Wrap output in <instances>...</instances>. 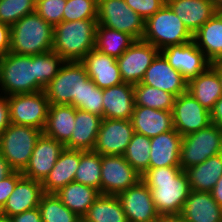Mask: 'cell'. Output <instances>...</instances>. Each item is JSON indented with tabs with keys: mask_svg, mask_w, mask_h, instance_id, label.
Returning a JSON list of instances; mask_svg holds the SVG:
<instances>
[{
	"mask_svg": "<svg viewBox=\"0 0 222 222\" xmlns=\"http://www.w3.org/2000/svg\"><path fill=\"white\" fill-rule=\"evenodd\" d=\"M11 27L0 22V57L10 52Z\"/></svg>",
	"mask_w": 222,
	"mask_h": 222,
	"instance_id": "obj_46",
	"label": "cell"
},
{
	"mask_svg": "<svg viewBox=\"0 0 222 222\" xmlns=\"http://www.w3.org/2000/svg\"><path fill=\"white\" fill-rule=\"evenodd\" d=\"M74 181L93 187L101 194V155L99 153L81 150Z\"/></svg>",
	"mask_w": 222,
	"mask_h": 222,
	"instance_id": "obj_36",
	"label": "cell"
},
{
	"mask_svg": "<svg viewBox=\"0 0 222 222\" xmlns=\"http://www.w3.org/2000/svg\"><path fill=\"white\" fill-rule=\"evenodd\" d=\"M79 222H86L83 218H81V220Z\"/></svg>",
	"mask_w": 222,
	"mask_h": 222,
	"instance_id": "obj_56",
	"label": "cell"
},
{
	"mask_svg": "<svg viewBox=\"0 0 222 222\" xmlns=\"http://www.w3.org/2000/svg\"><path fill=\"white\" fill-rule=\"evenodd\" d=\"M217 12H222V0H211Z\"/></svg>",
	"mask_w": 222,
	"mask_h": 222,
	"instance_id": "obj_53",
	"label": "cell"
},
{
	"mask_svg": "<svg viewBox=\"0 0 222 222\" xmlns=\"http://www.w3.org/2000/svg\"><path fill=\"white\" fill-rule=\"evenodd\" d=\"M172 114L174 129L182 137L211 124L210 111L187 91L175 97Z\"/></svg>",
	"mask_w": 222,
	"mask_h": 222,
	"instance_id": "obj_12",
	"label": "cell"
},
{
	"mask_svg": "<svg viewBox=\"0 0 222 222\" xmlns=\"http://www.w3.org/2000/svg\"><path fill=\"white\" fill-rule=\"evenodd\" d=\"M140 180L141 175L123 155H101V194L117 196Z\"/></svg>",
	"mask_w": 222,
	"mask_h": 222,
	"instance_id": "obj_11",
	"label": "cell"
},
{
	"mask_svg": "<svg viewBox=\"0 0 222 222\" xmlns=\"http://www.w3.org/2000/svg\"><path fill=\"white\" fill-rule=\"evenodd\" d=\"M81 157V150L65 148L53 169L42 182L43 192L55 194L62 187L74 181Z\"/></svg>",
	"mask_w": 222,
	"mask_h": 222,
	"instance_id": "obj_25",
	"label": "cell"
},
{
	"mask_svg": "<svg viewBox=\"0 0 222 222\" xmlns=\"http://www.w3.org/2000/svg\"><path fill=\"white\" fill-rule=\"evenodd\" d=\"M75 117L76 108L72 105H49L43 133L65 145L74 131Z\"/></svg>",
	"mask_w": 222,
	"mask_h": 222,
	"instance_id": "obj_30",
	"label": "cell"
},
{
	"mask_svg": "<svg viewBox=\"0 0 222 222\" xmlns=\"http://www.w3.org/2000/svg\"><path fill=\"white\" fill-rule=\"evenodd\" d=\"M0 222H14L13 219L11 217H7V216H0Z\"/></svg>",
	"mask_w": 222,
	"mask_h": 222,
	"instance_id": "obj_54",
	"label": "cell"
},
{
	"mask_svg": "<svg viewBox=\"0 0 222 222\" xmlns=\"http://www.w3.org/2000/svg\"><path fill=\"white\" fill-rule=\"evenodd\" d=\"M211 194L218 205L222 207V176L213 187Z\"/></svg>",
	"mask_w": 222,
	"mask_h": 222,
	"instance_id": "obj_50",
	"label": "cell"
},
{
	"mask_svg": "<svg viewBox=\"0 0 222 222\" xmlns=\"http://www.w3.org/2000/svg\"><path fill=\"white\" fill-rule=\"evenodd\" d=\"M210 66L217 72L222 87V61L212 62Z\"/></svg>",
	"mask_w": 222,
	"mask_h": 222,
	"instance_id": "obj_52",
	"label": "cell"
},
{
	"mask_svg": "<svg viewBox=\"0 0 222 222\" xmlns=\"http://www.w3.org/2000/svg\"><path fill=\"white\" fill-rule=\"evenodd\" d=\"M54 27L36 12L26 15L11 26L10 52L37 55L52 51Z\"/></svg>",
	"mask_w": 222,
	"mask_h": 222,
	"instance_id": "obj_5",
	"label": "cell"
},
{
	"mask_svg": "<svg viewBox=\"0 0 222 222\" xmlns=\"http://www.w3.org/2000/svg\"><path fill=\"white\" fill-rule=\"evenodd\" d=\"M10 112L8 98L0 94V134H2L10 125Z\"/></svg>",
	"mask_w": 222,
	"mask_h": 222,
	"instance_id": "obj_45",
	"label": "cell"
},
{
	"mask_svg": "<svg viewBox=\"0 0 222 222\" xmlns=\"http://www.w3.org/2000/svg\"><path fill=\"white\" fill-rule=\"evenodd\" d=\"M159 222H188L185 218L181 215H167L161 216Z\"/></svg>",
	"mask_w": 222,
	"mask_h": 222,
	"instance_id": "obj_51",
	"label": "cell"
},
{
	"mask_svg": "<svg viewBox=\"0 0 222 222\" xmlns=\"http://www.w3.org/2000/svg\"><path fill=\"white\" fill-rule=\"evenodd\" d=\"M160 52L167 59L169 65L179 71L187 82L211 65V62L193 41L180 45H170Z\"/></svg>",
	"mask_w": 222,
	"mask_h": 222,
	"instance_id": "obj_16",
	"label": "cell"
},
{
	"mask_svg": "<svg viewBox=\"0 0 222 222\" xmlns=\"http://www.w3.org/2000/svg\"><path fill=\"white\" fill-rule=\"evenodd\" d=\"M135 106L172 112L175 96L169 92L143 83L134 84Z\"/></svg>",
	"mask_w": 222,
	"mask_h": 222,
	"instance_id": "obj_35",
	"label": "cell"
},
{
	"mask_svg": "<svg viewBox=\"0 0 222 222\" xmlns=\"http://www.w3.org/2000/svg\"><path fill=\"white\" fill-rule=\"evenodd\" d=\"M136 39L130 34L105 26H97L95 49L108 56L120 57Z\"/></svg>",
	"mask_w": 222,
	"mask_h": 222,
	"instance_id": "obj_34",
	"label": "cell"
},
{
	"mask_svg": "<svg viewBox=\"0 0 222 222\" xmlns=\"http://www.w3.org/2000/svg\"><path fill=\"white\" fill-rule=\"evenodd\" d=\"M142 40L155 46L159 51L170 45L193 41V35L167 3L154 15L145 20Z\"/></svg>",
	"mask_w": 222,
	"mask_h": 222,
	"instance_id": "obj_6",
	"label": "cell"
},
{
	"mask_svg": "<svg viewBox=\"0 0 222 222\" xmlns=\"http://www.w3.org/2000/svg\"><path fill=\"white\" fill-rule=\"evenodd\" d=\"M193 42L211 63L222 61V12H217L193 34Z\"/></svg>",
	"mask_w": 222,
	"mask_h": 222,
	"instance_id": "obj_28",
	"label": "cell"
},
{
	"mask_svg": "<svg viewBox=\"0 0 222 222\" xmlns=\"http://www.w3.org/2000/svg\"><path fill=\"white\" fill-rule=\"evenodd\" d=\"M97 19L62 21L54 26L52 51L65 61H81L95 48Z\"/></svg>",
	"mask_w": 222,
	"mask_h": 222,
	"instance_id": "obj_4",
	"label": "cell"
},
{
	"mask_svg": "<svg viewBox=\"0 0 222 222\" xmlns=\"http://www.w3.org/2000/svg\"><path fill=\"white\" fill-rule=\"evenodd\" d=\"M140 83L169 92L175 97L185 93L188 85L183 75L169 65L161 52L153 59Z\"/></svg>",
	"mask_w": 222,
	"mask_h": 222,
	"instance_id": "obj_18",
	"label": "cell"
},
{
	"mask_svg": "<svg viewBox=\"0 0 222 222\" xmlns=\"http://www.w3.org/2000/svg\"><path fill=\"white\" fill-rule=\"evenodd\" d=\"M7 98L11 124L30 126L44 131L50 105L44 91L14 94Z\"/></svg>",
	"mask_w": 222,
	"mask_h": 222,
	"instance_id": "obj_10",
	"label": "cell"
},
{
	"mask_svg": "<svg viewBox=\"0 0 222 222\" xmlns=\"http://www.w3.org/2000/svg\"><path fill=\"white\" fill-rule=\"evenodd\" d=\"M187 92L204 108L211 111L222 96L217 72L209 66L204 72L188 81Z\"/></svg>",
	"mask_w": 222,
	"mask_h": 222,
	"instance_id": "obj_29",
	"label": "cell"
},
{
	"mask_svg": "<svg viewBox=\"0 0 222 222\" xmlns=\"http://www.w3.org/2000/svg\"><path fill=\"white\" fill-rule=\"evenodd\" d=\"M211 123L217 125L222 130V96L215 103L213 109L210 111Z\"/></svg>",
	"mask_w": 222,
	"mask_h": 222,
	"instance_id": "obj_48",
	"label": "cell"
},
{
	"mask_svg": "<svg viewBox=\"0 0 222 222\" xmlns=\"http://www.w3.org/2000/svg\"><path fill=\"white\" fill-rule=\"evenodd\" d=\"M103 118V89L89 87L88 106L83 110Z\"/></svg>",
	"mask_w": 222,
	"mask_h": 222,
	"instance_id": "obj_43",
	"label": "cell"
},
{
	"mask_svg": "<svg viewBox=\"0 0 222 222\" xmlns=\"http://www.w3.org/2000/svg\"><path fill=\"white\" fill-rule=\"evenodd\" d=\"M55 194L70 211L83 218L100 192L93 187L73 181Z\"/></svg>",
	"mask_w": 222,
	"mask_h": 222,
	"instance_id": "obj_32",
	"label": "cell"
},
{
	"mask_svg": "<svg viewBox=\"0 0 222 222\" xmlns=\"http://www.w3.org/2000/svg\"><path fill=\"white\" fill-rule=\"evenodd\" d=\"M182 138L175 129L150 138L149 168L180 166Z\"/></svg>",
	"mask_w": 222,
	"mask_h": 222,
	"instance_id": "obj_24",
	"label": "cell"
},
{
	"mask_svg": "<svg viewBox=\"0 0 222 222\" xmlns=\"http://www.w3.org/2000/svg\"><path fill=\"white\" fill-rule=\"evenodd\" d=\"M192 191L211 192L222 176V153L184 170Z\"/></svg>",
	"mask_w": 222,
	"mask_h": 222,
	"instance_id": "obj_31",
	"label": "cell"
},
{
	"mask_svg": "<svg viewBox=\"0 0 222 222\" xmlns=\"http://www.w3.org/2000/svg\"><path fill=\"white\" fill-rule=\"evenodd\" d=\"M180 215L188 222H222V207L211 192L191 190Z\"/></svg>",
	"mask_w": 222,
	"mask_h": 222,
	"instance_id": "obj_26",
	"label": "cell"
},
{
	"mask_svg": "<svg viewBox=\"0 0 222 222\" xmlns=\"http://www.w3.org/2000/svg\"><path fill=\"white\" fill-rule=\"evenodd\" d=\"M66 61L54 51L37 55L12 52L0 57L1 95L44 91Z\"/></svg>",
	"mask_w": 222,
	"mask_h": 222,
	"instance_id": "obj_1",
	"label": "cell"
},
{
	"mask_svg": "<svg viewBox=\"0 0 222 222\" xmlns=\"http://www.w3.org/2000/svg\"><path fill=\"white\" fill-rule=\"evenodd\" d=\"M43 133L38 128L10 124L0 134V153L14 171L23 172L29 164L37 139Z\"/></svg>",
	"mask_w": 222,
	"mask_h": 222,
	"instance_id": "obj_7",
	"label": "cell"
},
{
	"mask_svg": "<svg viewBox=\"0 0 222 222\" xmlns=\"http://www.w3.org/2000/svg\"><path fill=\"white\" fill-rule=\"evenodd\" d=\"M128 222H159L150 189L140 180L136 185L117 195Z\"/></svg>",
	"mask_w": 222,
	"mask_h": 222,
	"instance_id": "obj_14",
	"label": "cell"
},
{
	"mask_svg": "<svg viewBox=\"0 0 222 222\" xmlns=\"http://www.w3.org/2000/svg\"><path fill=\"white\" fill-rule=\"evenodd\" d=\"M220 153H222V130L211 123L206 128L183 136L180 168L185 170Z\"/></svg>",
	"mask_w": 222,
	"mask_h": 222,
	"instance_id": "obj_8",
	"label": "cell"
},
{
	"mask_svg": "<svg viewBox=\"0 0 222 222\" xmlns=\"http://www.w3.org/2000/svg\"><path fill=\"white\" fill-rule=\"evenodd\" d=\"M141 180L150 189L160 216L180 215L191 191L184 170L180 166L149 168Z\"/></svg>",
	"mask_w": 222,
	"mask_h": 222,
	"instance_id": "obj_2",
	"label": "cell"
},
{
	"mask_svg": "<svg viewBox=\"0 0 222 222\" xmlns=\"http://www.w3.org/2000/svg\"><path fill=\"white\" fill-rule=\"evenodd\" d=\"M98 0H66L63 21L97 19Z\"/></svg>",
	"mask_w": 222,
	"mask_h": 222,
	"instance_id": "obj_40",
	"label": "cell"
},
{
	"mask_svg": "<svg viewBox=\"0 0 222 222\" xmlns=\"http://www.w3.org/2000/svg\"><path fill=\"white\" fill-rule=\"evenodd\" d=\"M43 194L41 182L22 176L3 206V215L13 217L37 208Z\"/></svg>",
	"mask_w": 222,
	"mask_h": 222,
	"instance_id": "obj_20",
	"label": "cell"
},
{
	"mask_svg": "<svg viewBox=\"0 0 222 222\" xmlns=\"http://www.w3.org/2000/svg\"><path fill=\"white\" fill-rule=\"evenodd\" d=\"M102 117L76 108L75 126L65 148L93 151Z\"/></svg>",
	"mask_w": 222,
	"mask_h": 222,
	"instance_id": "obj_27",
	"label": "cell"
},
{
	"mask_svg": "<svg viewBox=\"0 0 222 222\" xmlns=\"http://www.w3.org/2000/svg\"><path fill=\"white\" fill-rule=\"evenodd\" d=\"M160 51L144 40H136L116 59L124 83H140L153 59Z\"/></svg>",
	"mask_w": 222,
	"mask_h": 222,
	"instance_id": "obj_13",
	"label": "cell"
},
{
	"mask_svg": "<svg viewBox=\"0 0 222 222\" xmlns=\"http://www.w3.org/2000/svg\"><path fill=\"white\" fill-rule=\"evenodd\" d=\"M97 23V26L126 32L136 40H141L145 31V19L125 0H98Z\"/></svg>",
	"mask_w": 222,
	"mask_h": 222,
	"instance_id": "obj_9",
	"label": "cell"
},
{
	"mask_svg": "<svg viewBox=\"0 0 222 222\" xmlns=\"http://www.w3.org/2000/svg\"><path fill=\"white\" fill-rule=\"evenodd\" d=\"M81 62L97 87L107 89L123 83L115 57L103 54L94 48Z\"/></svg>",
	"mask_w": 222,
	"mask_h": 222,
	"instance_id": "obj_19",
	"label": "cell"
},
{
	"mask_svg": "<svg viewBox=\"0 0 222 222\" xmlns=\"http://www.w3.org/2000/svg\"><path fill=\"white\" fill-rule=\"evenodd\" d=\"M89 87H96L81 61H66L56 77L44 88L50 105L88 106Z\"/></svg>",
	"mask_w": 222,
	"mask_h": 222,
	"instance_id": "obj_3",
	"label": "cell"
},
{
	"mask_svg": "<svg viewBox=\"0 0 222 222\" xmlns=\"http://www.w3.org/2000/svg\"><path fill=\"white\" fill-rule=\"evenodd\" d=\"M150 150V138L134 132L123 157L140 175H142L149 169Z\"/></svg>",
	"mask_w": 222,
	"mask_h": 222,
	"instance_id": "obj_37",
	"label": "cell"
},
{
	"mask_svg": "<svg viewBox=\"0 0 222 222\" xmlns=\"http://www.w3.org/2000/svg\"><path fill=\"white\" fill-rule=\"evenodd\" d=\"M36 9V0H0V22L10 27Z\"/></svg>",
	"mask_w": 222,
	"mask_h": 222,
	"instance_id": "obj_39",
	"label": "cell"
},
{
	"mask_svg": "<svg viewBox=\"0 0 222 222\" xmlns=\"http://www.w3.org/2000/svg\"><path fill=\"white\" fill-rule=\"evenodd\" d=\"M38 209L42 222H79L81 217L70 211L56 194L44 193Z\"/></svg>",
	"mask_w": 222,
	"mask_h": 222,
	"instance_id": "obj_38",
	"label": "cell"
},
{
	"mask_svg": "<svg viewBox=\"0 0 222 222\" xmlns=\"http://www.w3.org/2000/svg\"><path fill=\"white\" fill-rule=\"evenodd\" d=\"M14 222H42L40 211L37 208L24 211L11 217Z\"/></svg>",
	"mask_w": 222,
	"mask_h": 222,
	"instance_id": "obj_47",
	"label": "cell"
},
{
	"mask_svg": "<svg viewBox=\"0 0 222 222\" xmlns=\"http://www.w3.org/2000/svg\"><path fill=\"white\" fill-rule=\"evenodd\" d=\"M134 85L121 83L103 89V118L130 120L135 105Z\"/></svg>",
	"mask_w": 222,
	"mask_h": 222,
	"instance_id": "obj_21",
	"label": "cell"
},
{
	"mask_svg": "<svg viewBox=\"0 0 222 222\" xmlns=\"http://www.w3.org/2000/svg\"><path fill=\"white\" fill-rule=\"evenodd\" d=\"M86 222H128L115 195L100 194L83 217Z\"/></svg>",
	"mask_w": 222,
	"mask_h": 222,
	"instance_id": "obj_33",
	"label": "cell"
},
{
	"mask_svg": "<svg viewBox=\"0 0 222 222\" xmlns=\"http://www.w3.org/2000/svg\"><path fill=\"white\" fill-rule=\"evenodd\" d=\"M64 149V144L42 133L37 139L29 164L22 172L23 176L42 183Z\"/></svg>",
	"mask_w": 222,
	"mask_h": 222,
	"instance_id": "obj_17",
	"label": "cell"
},
{
	"mask_svg": "<svg viewBox=\"0 0 222 222\" xmlns=\"http://www.w3.org/2000/svg\"><path fill=\"white\" fill-rule=\"evenodd\" d=\"M23 176L20 171H13L0 181V204L3 207L8 197L14 191L17 181Z\"/></svg>",
	"mask_w": 222,
	"mask_h": 222,
	"instance_id": "obj_44",
	"label": "cell"
},
{
	"mask_svg": "<svg viewBox=\"0 0 222 222\" xmlns=\"http://www.w3.org/2000/svg\"><path fill=\"white\" fill-rule=\"evenodd\" d=\"M2 215H3V207L0 204V216H2Z\"/></svg>",
	"mask_w": 222,
	"mask_h": 222,
	"instance_id": "obj_55",
	"label": "cell"
},
{
	"mask_svg": "<svg viewBox=\"0 0 222 222\" xmlns=\"http://www.w3.org/2000/svg\"><path fill=\"white\" fill-rule=\"evenodd\" d=\"M133 133L131 120L102 118L93 151L100 155H123Z\"/></svg>",
	"mask_w": 222,
	"mask_h": 222,
	"instance_id": "obj_15",
	"label": "cell"
},
{
	"mask_svg": "<svg viewBox=\"0 0 222 222\" xmlns=\"http://www.w3.org/2000/svg\"><path fill=\"white\" fill-rule=\"evenodd\" d=\"M166 3L192 35L217 13L211 0H166Z\"/></svg>",
	"mask_w": 222,
	"mask_h": 222,
	"instance_id": "obj_23",
	"label": "cell"
},
{
	"mask_svg": "<svg viewBox=\"0 0 222 222\" xmlns=\"http://www.w3.org/2000/svg\"><path fill=\"white\" fill-rule=\"evenodd\" d=\"M14 170L11 168L7 160L0 153V181L10 175Z\"/></svg>",
	"mask_w": 222,
	"mask_h": 222,
	"instance_id": "obj_49",
	"label": "cell"
},
{
	"mask_svg": "<svg viewBox=\"0 0 222 222\" xmlns=\"http://www.w3.org/2000/svg\"><path fill=\"white\" fill-rule=\"evenodd\" d=\"M130 120L134 132L149 138L174 129L172 112L145 106L134 105Z\"/></svg>",
	"mask_w": 222,
	"mask_h": 222,
	"instance_id": "obj_22",
	"label": "cell"
},
{
	"mask_svg": "<svg viewBox=\"0 0 222 222\" xmlns=\"http://www.w3.org/2000/svg\"><path fill=\"white\" fill-rule=\"evenodd\" d=\"M126 4L143 19H147L160 10L166 0H125Z\"/></svg>",
	"mask_w": 222,
	"mask_h": 222,
	"instance_id": "obj_42",
	"label": "cell"
},
{
	"mask_svg": "<svg viewBox=\"0 0 222 222\" xmlns=\"http://www.w3.org/2000/svg\"><path fill=\"white\" fill-rule=\"evenodd\" d=\"M66 0H36L35 12L53 27L63 21Z\"/></svg>",
	"mask_w": 222,
	"mask_h": 222,
	"instance_id": "obj_41",
	"label": "cell"
}]
</instances>
